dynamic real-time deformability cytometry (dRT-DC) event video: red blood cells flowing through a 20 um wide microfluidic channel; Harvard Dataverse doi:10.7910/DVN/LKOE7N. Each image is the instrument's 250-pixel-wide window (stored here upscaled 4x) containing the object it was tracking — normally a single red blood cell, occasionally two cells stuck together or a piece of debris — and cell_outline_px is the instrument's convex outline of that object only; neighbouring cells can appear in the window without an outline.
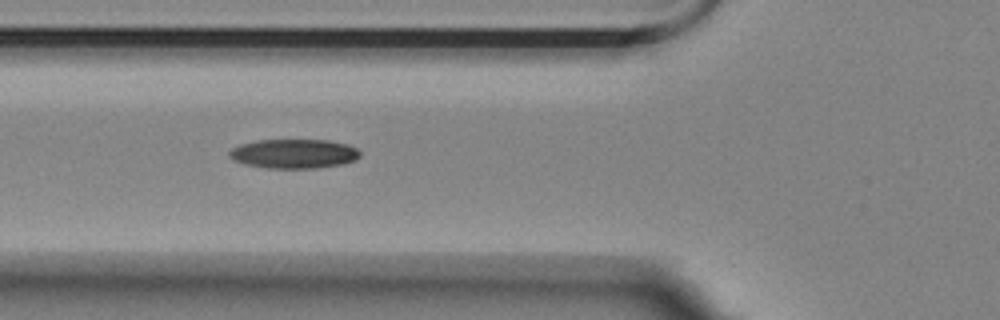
{"species": "Egyptian fruit bat (a non-hibernating species)", "species_latin": "Rousettus aegyptiacus", "temperature_condition": "room temperature", "stored_images_in_passage": 7, "camera_frame_rate_fps": 3000, "um_per_image_px": 0.085, "animal": {"sex": "female"}, "frame": {"image": 1, "passage_image": 6, "time_ms": 1.667, "image_size_px": [1000, 320], "cell_outline_px": [[360, 156], [356, 160], [344, 164], [316, 168], [264, 168], [244, 164], [232, 160], [228, 156], [228, 152], [232, 148], [240, 144], [256, 140], [328, 140], [348, 144], [356, 148], [360, 152]], "centroid_in_image_um": [24.97, 13.07], "position_along_channel_um": 100.8, "area_um2": 22.6}}
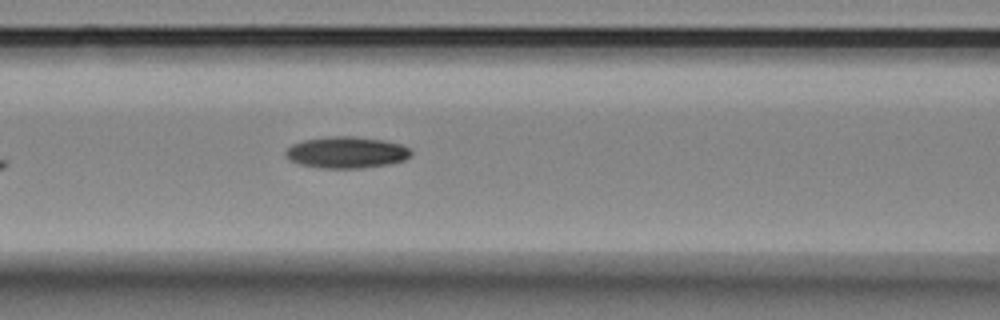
{"frame": {"image": 2, "passage_image": 7, "time_ms": 2.0, "image_size_px": [1000, 320], "cell_outline_px": [[412, 152], [404, 160], [388, 164], [360, 168], [320, 168], [300, 164], [288, 160], [284, 156], [284, 152], [292, 144], [304, 140], [324, 136], [356, 136], [384, 140], [400, 144], [408, 148]], "centroid_in_image_um": [29.39, 12.94], "position_along_channel_um": 137.2, "area_um2": 23.12}}